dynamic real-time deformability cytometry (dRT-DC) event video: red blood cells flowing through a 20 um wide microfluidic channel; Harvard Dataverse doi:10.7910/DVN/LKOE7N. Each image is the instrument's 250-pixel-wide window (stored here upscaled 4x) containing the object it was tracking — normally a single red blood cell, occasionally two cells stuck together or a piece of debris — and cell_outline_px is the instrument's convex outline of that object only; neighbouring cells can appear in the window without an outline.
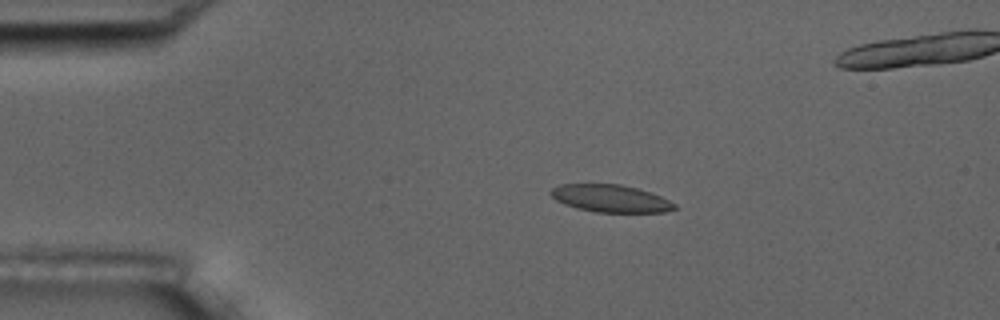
{"species": "common noctule bat (a hibernating species)", "species_latin": "Nyctalus noctula", "temperature_condition": "room temperature", "stored_images_in_passage": 5, "camera_frame_rate_fps": 3000, "um_per_image_px": 0.085, "animal": {"sex": "male", "body_mass_g": 17.5, "forearm_length_mm": 52.3}, "frame": {"image": 1, "passage_image": 3, "time_ms": 2.333, "image_size_px": [1000, 320], "cell_outline_px": [[676, 208], [664, 212], [596, 212], [576, 208], [564, 204], [556, 200], [548, 192], [552, 188], [560, 184], [620, 184], [652, 192], [676, 204]], "centroid_in_image_um": [51.87, 16.86], "position_along_channel_um": 33.1, "area_um2": 19.77}}